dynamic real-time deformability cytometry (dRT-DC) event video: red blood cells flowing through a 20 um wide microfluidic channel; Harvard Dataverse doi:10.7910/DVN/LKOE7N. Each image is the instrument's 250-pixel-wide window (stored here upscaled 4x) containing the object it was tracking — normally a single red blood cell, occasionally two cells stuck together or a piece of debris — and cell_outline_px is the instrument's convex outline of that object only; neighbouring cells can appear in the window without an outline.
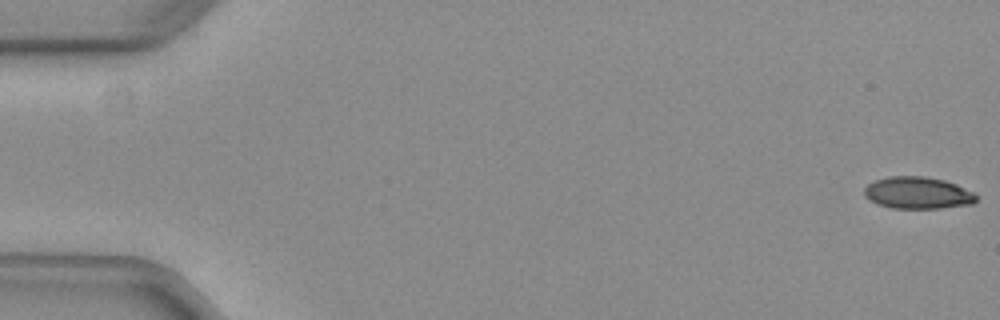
{"species": "common noctule bat (a hibernating species)", "species_latin": "Nyctalus noctula", "temperature_condition": "warm", "stored_images_in_passage": 53, "camera_frame_rate_fps": 3000, "um_per_image_px": 0.085, "animal": {"sex": "female", "body_mass_g": 29.2, "forearm_length_mm": 56.3}, "frame": {"image": 1, "passage_image": 1, "time_ms": 0.0, "image_size_px": [1000, 320], "cell_outline_px": [[976, 200], [972, 204], [940, 208], [892, 208], [876, 204], [868, 200], [864, 196], [864, 188], [868, 184], [876, 180], [888, 176], [924, 176], [944, 180], [956, 184], [972, 192], [976, 196]], "centroid_in_image_um": [77.96, 16.39], "position_along_channel_um": 7.0, "area_um2": 20.87}}
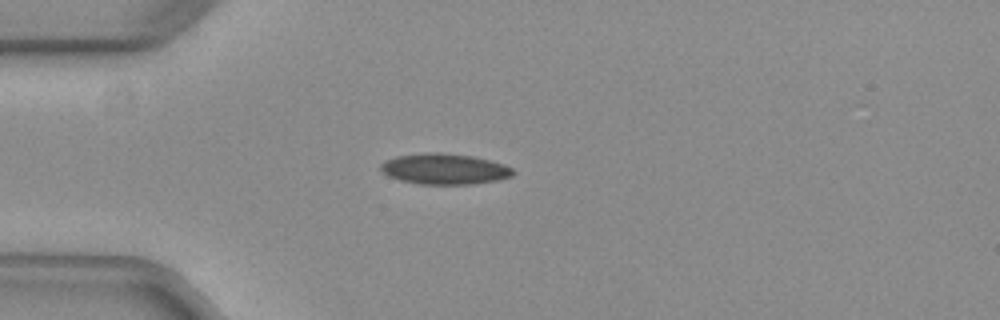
{"frame": {"image": 2, "passage_image": 15, "time_ms": 4.667, "image_size_px": [1000, 320], "cell_outline_px": [[516, 172], [512, 176], [500, 180], [472, 184], [420, 184], [400, 180], [388, 176], [380, 168], [380, 164], [396, 156], [424, 152], [440, 152], [472, 156], [504, 164], [512, 168]], "centroid_in_image_um": [37.81, 14.36], "position_along_channel_um": 47.2, "area_um2": 23.76}}
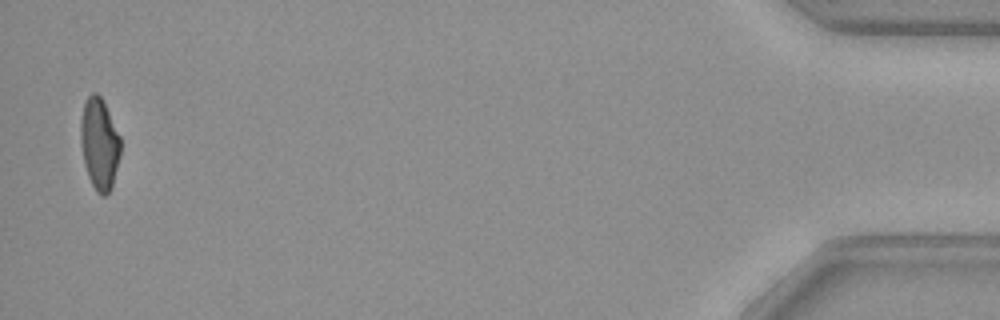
{"frame": {"image": 3, "passage_image": 52, "time_ms": 17.0, "image_size_px": [1000, 320], "cell_outline_px": [[120, 156], [112, 188], [104, 196], [100, 196], [96, 192], [88, 176], [80, 144], [80, 120], [84, 104], [88, 96], [92, 92], [96, 92], [100, 96], [120, 136]], "centroid_in_image_um": [8.44, 12.25], "position_along_channel_um": 426.8, "area_um2": 21.21}, "authors_computed_cell_mechanics": {"area_um2": 22.6576, "velocity_mm_per_s": 3.9763, "shape_relaxation_time_tau1_ms": 8.7903, "shape_relaxation_time_tau2_ms": 0.6908, "deformation_change_tau1": 0.2107, "deformation_change_tau2": 0.0652}}